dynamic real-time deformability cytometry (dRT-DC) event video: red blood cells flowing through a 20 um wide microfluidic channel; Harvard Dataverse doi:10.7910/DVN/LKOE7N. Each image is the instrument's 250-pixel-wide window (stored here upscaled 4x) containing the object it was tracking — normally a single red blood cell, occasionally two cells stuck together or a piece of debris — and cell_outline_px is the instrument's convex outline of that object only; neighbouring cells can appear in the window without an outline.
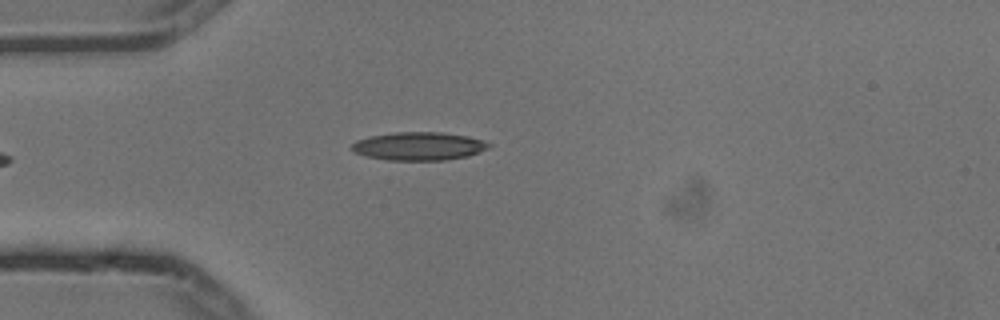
{"species": "common noctule bat (a hibernating species)", "species_latin": "Nyctalus noctula", "temperature_condition": "cold", "stored_images_in_passage": 5, "camera_frame_rate_fps": 3000, "um_per_image_px": 0.085, "animal": {"sex": "male", "body_mass_g": 13.3}, "frame": {"image": 1, "passage_image": 5, "time_ms": 1.333, "image_size_px": [1000, 320], "cell_outline_px": [[492, 144], [488, 148], [468, 156], [444, 160], [388, 160], [368, 156], [356, 152], [352, 148], [352, 144], [356, 140], [368, 136], [392, 132], [440, 132], [468, 136], [484, 140]], "centroid_in_image_um": [35.62, 12.41], "position_along_channel_um": 49.4, "area_um2": 22.48}}